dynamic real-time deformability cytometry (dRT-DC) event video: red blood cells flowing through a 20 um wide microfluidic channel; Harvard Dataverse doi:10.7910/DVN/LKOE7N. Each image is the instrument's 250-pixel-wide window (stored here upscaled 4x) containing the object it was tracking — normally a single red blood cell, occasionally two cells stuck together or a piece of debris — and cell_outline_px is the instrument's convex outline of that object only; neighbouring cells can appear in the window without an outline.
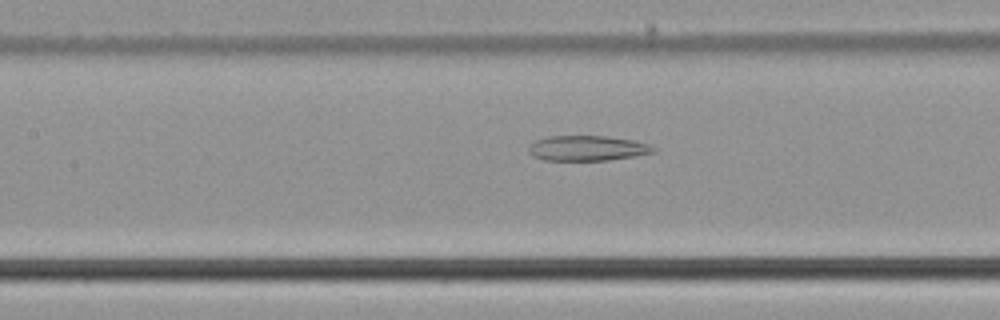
{"species": "common noctule bat (a hibernating species)", "species_latin": "Nyctalus noctula", "temperature_condition": "cold", "stored_images_in_passage": 39, "camera_frame_rate_fps": 3000, "um_per_image_px": 0.085, "animal": {"sex": "male", "body_mass_g": 21.5, "forearm_length_mm": 52.0}, "frame": {"image": 1, "passage_image": 10, "time_ms": 3.0, "image_size_px": [1000, 320], "cell_outline_px": [[656, 152], [608, 160], [544, 160], [532, 156], [528, 152], [528, 148], [536, 140], [548, 136], [604, 136], [632, 140], [648, 144], [656, 148]], "centroid_in_image_um": [49.9, 12.6], "position_along_channel_um": 157.5, "area_um2": 18.15}}
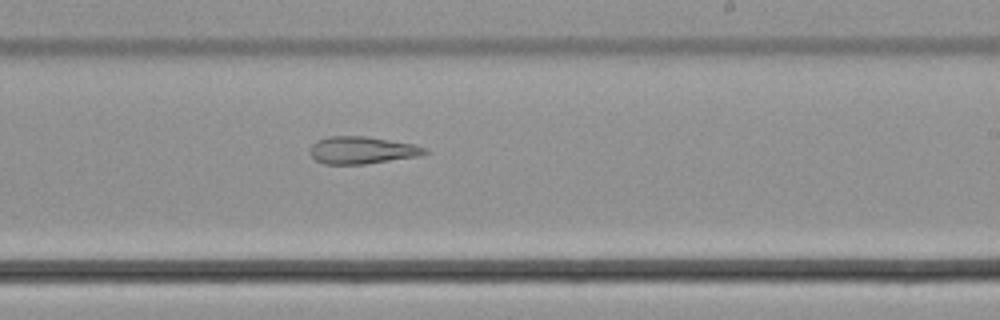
{"frame": {"image": 2, "passage_image": 18, "time_ms": 5.667, "image_size_px": [1000, 320], "cell_outline_px": [[428, 152], [420, 156], [364, 164], [324, 164], [316, 160], [308, 152], [308, 148], [316, 140], [328, 136], [368, 136], [412, 144], [428, 148]], "centroid_in_image_um": [30.74, 12.76], "position_along_channel_um": 258.3, "area_um2": 18.44}}
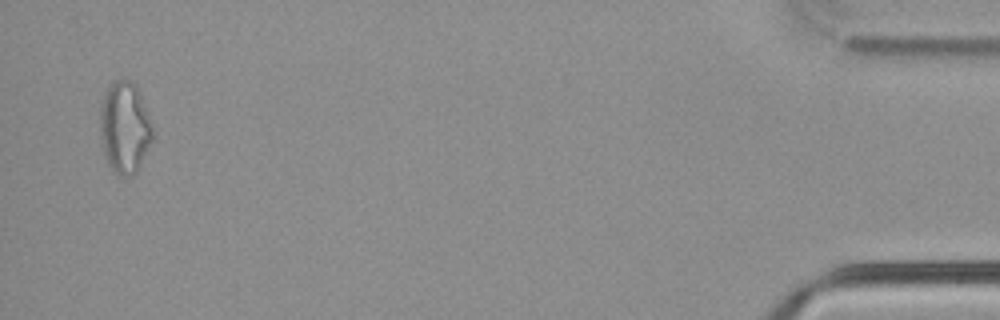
{"frame": {"image": 3, "passage_image": 38, "time_ms": 12.333, "image_size_px": [1000, 320], "cell_outline_px": [[152, 140], [136, 172], [132, 176], [120, 176], [112, 172], [108, 164], [104, 152], [100, 136], [100, 104], [112, 80], [132, 80], [136, 84], [140, 92], [152, 128]], "centroid_in_image_um": [10.57, 10.83], "position_along_channel_um": 424.6, "area_um2": 27.98}, "authors_computed_cell_mechanics": {"area_um2": 20.4034, "velocity_mm_per_s": 3.7952, "shape_relaxation_time_tau1_ms": null, "shape_relaxation_time_tau2_ms": 5.2134, "deformation_change_tau1": null, "deformation_change_tau2": 0.1631}}